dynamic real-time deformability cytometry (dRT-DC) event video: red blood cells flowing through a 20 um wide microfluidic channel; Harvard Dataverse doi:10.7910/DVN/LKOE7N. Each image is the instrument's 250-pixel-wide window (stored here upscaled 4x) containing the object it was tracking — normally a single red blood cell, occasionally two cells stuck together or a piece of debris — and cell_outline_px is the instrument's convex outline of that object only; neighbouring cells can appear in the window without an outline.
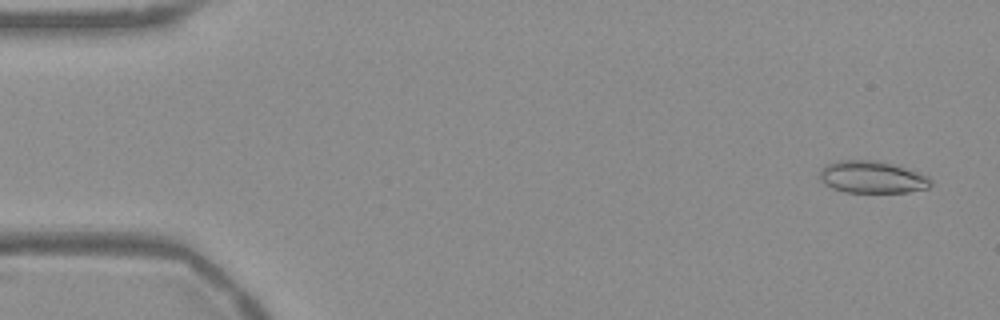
{"species": "Egyptian fruit bat (a non-hibernating species)", "species_latin": "Rousettus aegyptiacus", "temperature_condition": "warm", "stored_images_in_passage": 54, "camera_frame_rate_fps": 3000, "um_per_image_px": 0.085, "frame": {"image": 1, "passage_image": 3, "time_ms": 0.667, "image_size_px": [1000, 320], "cell_outline_px": [[932, 184], [928, 188], [908, 192], [844, 192], [832, 188], [824, 184], [820, 180], [820, 168], [824, 164], [840, 160], [876, 160], [892, 164], [928, 176], [932, 180]], "centroid_in_image_um": [74.09, 15.05], "position_along_channel_um": 10.9, "area_um2": 20.87}}
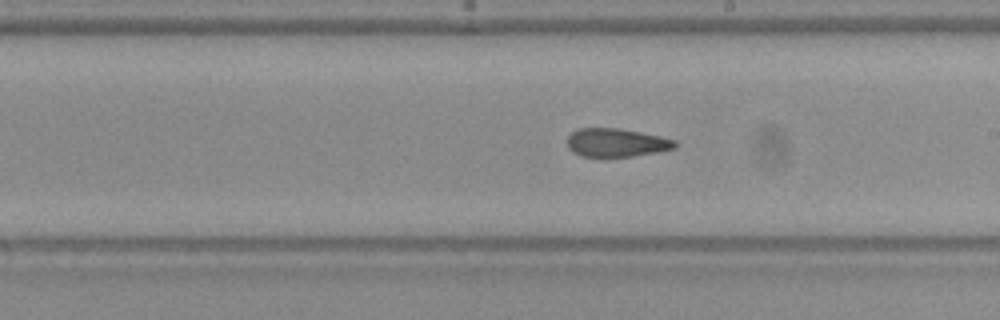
{"frame": {"image": 2, "passage_image": 31, "time_ms": 10.0, "image_size_px": [1000, 320], "cell_outline_px": [[680, 144], [676, 148], [656, 152], [632, 156], [580, 156], [572, 152], [568, 148], [568, 136], [572, 132], [580, 128], [620, 128], [660, 136], [676, 140]], "centroid_in_image_um": [52.42, 12.12], "position_along_channel_um": 236.6, "area_um2": 17.86}}
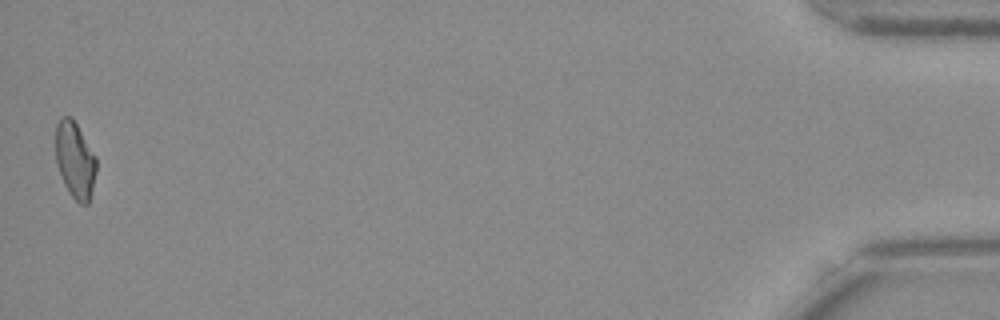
{"frame": {"image": 3, "passage_image": 54, "time_ms": 17.667, "image_size_px": [1000, 320], "cell_outline_px": [[96, 172], [88, 204], [80, 204], [68, 192], [64, 184], [56, 164], [56, 124], [60, 116], [72, 116], [96, 156]], "centroid_in_image_um": [6.37, 13.57], "position_along_channel_um": 428.8, "area_um2": 18.21}, "authors_computed_cell_mechanics": {"area_um2": 19.074, "velocity_mm_per_s": 3.7639, "shape_relaxation_time_tau1_ms": null, "shape_relaxation_time_tau2_ms": 2.5113, "deformation_change_tau1": null, "deformation_change_tau2": 0.1055}}